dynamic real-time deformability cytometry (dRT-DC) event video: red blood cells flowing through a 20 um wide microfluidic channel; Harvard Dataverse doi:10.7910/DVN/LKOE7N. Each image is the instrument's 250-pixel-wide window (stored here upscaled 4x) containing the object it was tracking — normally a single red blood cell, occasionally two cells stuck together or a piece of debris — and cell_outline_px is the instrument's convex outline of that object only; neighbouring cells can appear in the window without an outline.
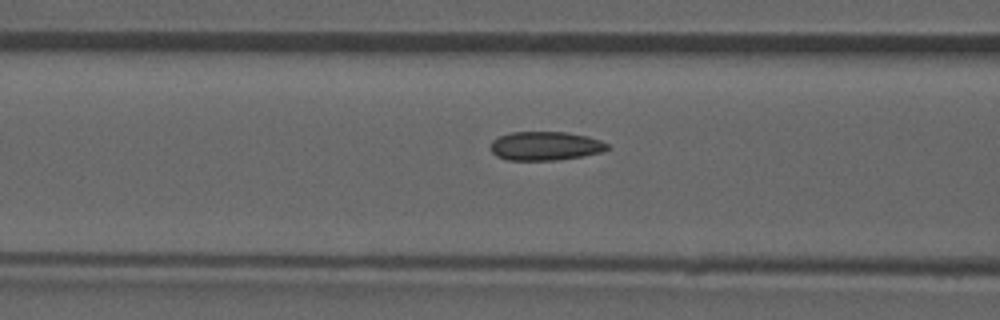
{"species": "common noctule bat (a hibernating species)", "species_latin": "Nyctalus noctula", "temperature_condition": "room temperature", "stored_images_in_passage": 13, "camera_frame_rate_fps": 3000, "um_per_image_px": 0.085, "animal": {"sex": "male", "forearm_length_mm": 52.5}, "frame": {"image": 1, "passage_image": 11, "time_ms": 3.333, "image_size_px": [1000, 320], "cell_outline_px": [[608, 148], [600, 152], [580, 156], [556, 160], [508, 160], [496, 156], [492, 152], [492, 140], [500, 136], [512, 132], [564, 132], [588, 136], [600, 140], [608, 144]], "centroid_in_image_um": [46.34, 12.4], "position_along_channel_um": 120.3, "area_um2": 19.36}}